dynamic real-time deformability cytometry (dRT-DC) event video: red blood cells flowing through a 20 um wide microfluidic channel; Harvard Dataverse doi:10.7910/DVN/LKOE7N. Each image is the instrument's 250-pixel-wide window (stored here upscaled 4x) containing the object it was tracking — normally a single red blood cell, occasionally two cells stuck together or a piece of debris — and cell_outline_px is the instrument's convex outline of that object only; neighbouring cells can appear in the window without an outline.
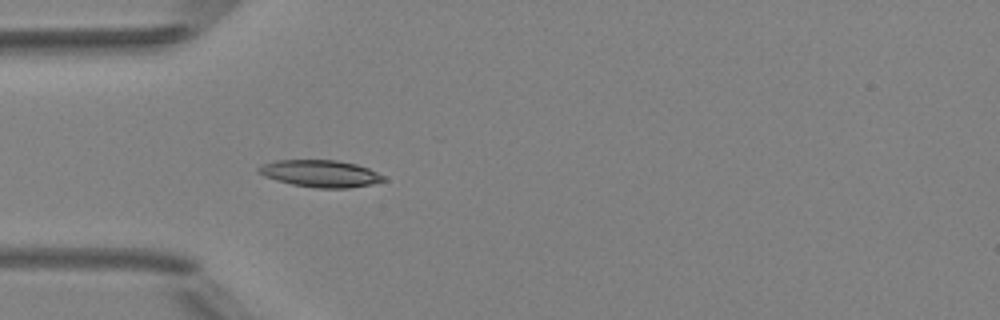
{"species": "Egyptian fruit bat (a non-hibernating species)", "species_latin": "Rousettus aegyptiacus", "temperature_condition": "room temperature", "stored_images_in_passage": 2, "camera_frame_rate_fps": 3000, "um_per_image_px": 0.085, "animal": {"sex": "female"}, "frame": {"image": 1, "passage_image": 2, "time_ms": 1.0, "image_size_px": [1000, 320], "cell_outline_px": [[388, 180], [372, 184], [348, 188], [316, 188], [292, 184], [276, 180], [264, 176], [256, 172], [256, 168], [264, 164], [276, 160], [336, 160], [356, 164], [368, 168], [384, 176]], "centroid_in_image_um": [27.23, 14.75], "position_along_channel_um": 57.8, "area_um2": 19.71}}